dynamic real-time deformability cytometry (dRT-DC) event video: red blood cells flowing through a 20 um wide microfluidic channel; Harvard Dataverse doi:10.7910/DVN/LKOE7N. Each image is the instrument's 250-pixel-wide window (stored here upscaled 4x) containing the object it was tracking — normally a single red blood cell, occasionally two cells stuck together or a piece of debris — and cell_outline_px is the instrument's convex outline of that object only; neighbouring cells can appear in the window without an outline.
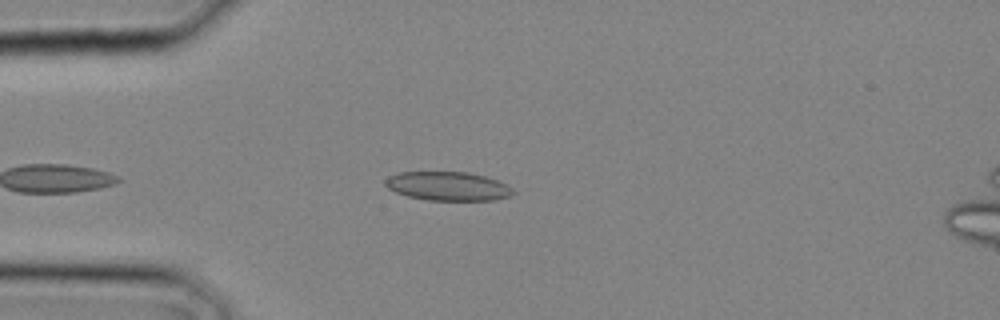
{"species": "common noctule bat (a hibernating species)", "species_latin": "Nyctalus noctula", "temperature_condition": "cold", "stored_images_in_passage": 5, "camera_frame_rate_fps": 3000, "um_per_image_px": 0.085, "animal": {"sex": "male", "body_mass_g": 20.4}, "frame": {"image": 1, "passage_image": 2, "time_ms": 0.333, "image_size_px": [1000, 320], "cell_outline_px": [[516, 192], [508, 196], [492, 200], [428, 200], [408, 196], [396, 192], [388, 188], [384, 184], [384, 180], [388, 176], [400, 172], [468, 172], [484, 176], [496, 180], [512, 188]], "centroid_in_image_um": [38.03, 15.82], "position_along_channel_um": 47.0, "area_um2": 21.33}}
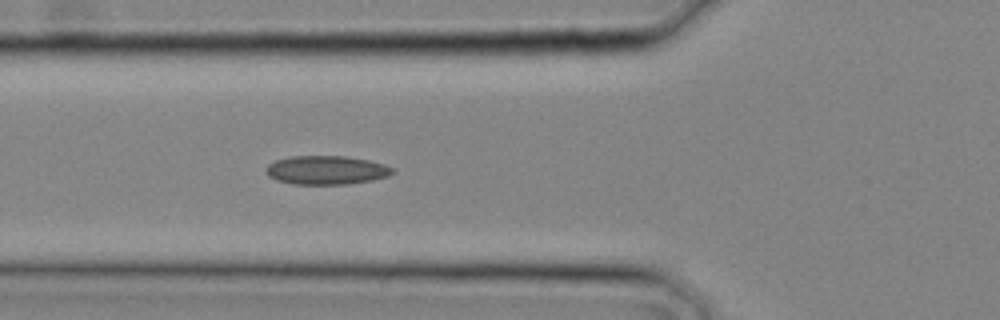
{"frame": {"image": 2, "passage_image": 5, "time_ms": 1.333, "image_size_px": [1000, 320], "cell_outline_px": [[396, 172], [388, 176], [372, 180], [348, 184], [292, 184], [276, 180], [268, 176], [268, 164], [276, 160], [288, 156], [348, 156], [368, 160], [384, 164], [392, 168]], "centroid_in_image_um": [27.76, 14.46], "position_along_channel_um": 98.0, "area_um2": 21.21}}